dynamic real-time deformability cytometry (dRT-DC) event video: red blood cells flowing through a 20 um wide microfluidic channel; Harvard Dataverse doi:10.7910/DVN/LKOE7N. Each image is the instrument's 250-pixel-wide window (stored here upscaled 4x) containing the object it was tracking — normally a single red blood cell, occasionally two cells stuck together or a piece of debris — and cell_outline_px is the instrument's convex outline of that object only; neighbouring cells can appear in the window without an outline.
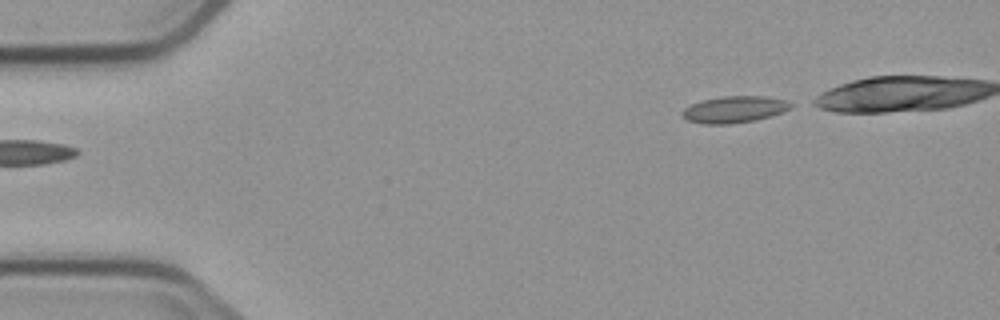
{"species": "common noctule bat (a hibernating species)", "species_latin": "Nyctalus noctula", "temperature_condition": "cold", "stored_images_in_passage": 2, "camera_frame_rate_fps": 3000, "um_per_image_px": 0.085, "animal": {"sex": "male", "body_mass_g": 23.1, "forearm_length_mm": 52.7}, "frame": {"image": 1, "passage_image": 2, "time_ms": 1.0, "image_size_px": [1000, 320], "cell_outline_px": [[796, 104], [792, 108], [784, 112], [756, 120], [732, 124], [704, 124], [688, 120], [680, 112], [684, 108], [692, 104], [704, 100], [724, 96], [768, 96], [788, 100]], "centroid_in_image_um": [62.51, 9.3], "position_along_channel_um": 22.5, "area_um2": 17.05}}